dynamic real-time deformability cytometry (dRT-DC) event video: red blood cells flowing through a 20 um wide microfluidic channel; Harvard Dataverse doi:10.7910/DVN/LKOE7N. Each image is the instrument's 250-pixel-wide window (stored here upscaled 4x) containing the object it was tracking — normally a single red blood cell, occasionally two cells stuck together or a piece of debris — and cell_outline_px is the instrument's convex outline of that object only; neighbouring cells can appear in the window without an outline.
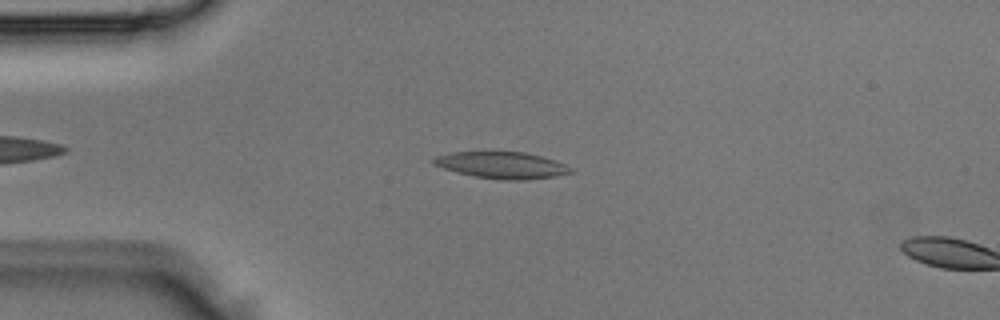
{"species": "Egyptian fruit bat (a non-hibernating species)", "species_latin": "Rousettus aegyptiacus", "temperature_condition": "room temperature", "stored_images_in_passage": 3, "camera_frame_rate_fps": 3000, "um_per_image_px": 0.085, "animal": {"sex": "male"}, "frame": {"image": 1, "passage_image": 2, "time_ms": 0.333, "image_size_px": [1000, 320], "cell_outline_px": [[572, 172], [552, 176], [524, 180], [504, 180], [476, 176], [456, 172], [432, 164], [432, 160], [436, 156], [452, 152], [524, 152], [556, 160], [572, 168]], "centroid_in_image_um": [42.64, 14.03], "position_along_channel_um": 42.4, "area_um2": 20.98}}